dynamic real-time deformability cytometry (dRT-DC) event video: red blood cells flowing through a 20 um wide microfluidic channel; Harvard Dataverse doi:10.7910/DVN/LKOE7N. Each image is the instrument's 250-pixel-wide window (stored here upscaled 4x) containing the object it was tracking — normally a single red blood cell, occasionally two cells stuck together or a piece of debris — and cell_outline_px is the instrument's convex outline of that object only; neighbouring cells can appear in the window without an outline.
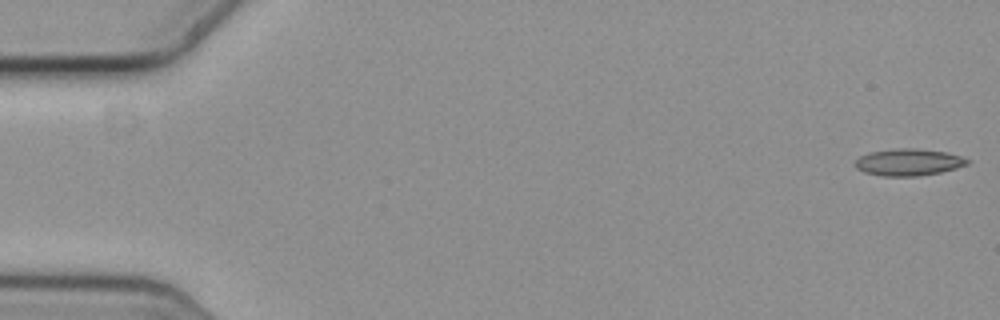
{"species": "common noctule bat (a hibernating species)", "species_latin": "Nyctalus noctula", "temperature_condition": "cold", "stored_images_in_passage": 57, "camera_frame_rate_fps": 3000, "um_per_image_px": 0.085, "animal": {"sex": "female", "body_mass_g": 19.3, "forearm_length_mm": 54.1}, "frame": {"image": 1, "passage_image": 1, "time_ms": 0.0, "image_size_px": [1000, 320], "cell_outline_px": [[972, 160], [968, 164], [956, 168], [940, 172], [916, 176], [884, 176], [864, 172], [856, 168], [856, 160], [860, 156], [868, 152], [892, 148], [916, 148], [948, 152]], "centroid_in_image_um": [77.24, 13.77], "position_along_channel_um": 7.8, "area_um2": 17.69}}
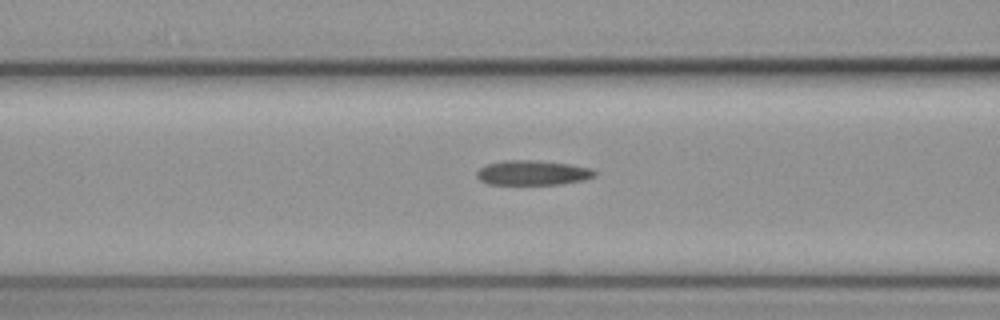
{"frame": {"image": 2, "passage_image": 23, "time_ms": 7.333, "image_size_px": [1000, 320], "cell_outline_px": [[596, 176], [584, 180], [560, 184], [488, 184], [480, 180], [476, 176], [476, 172], [480, 168], [488, 164], [504, 160], [536, 160], [568, 164], [592, 168], [596, 172]], "centroid_in_image_um": [45.28, 14.68], "position_along_channel_um": 121.3, "area_um2": 16.99}}
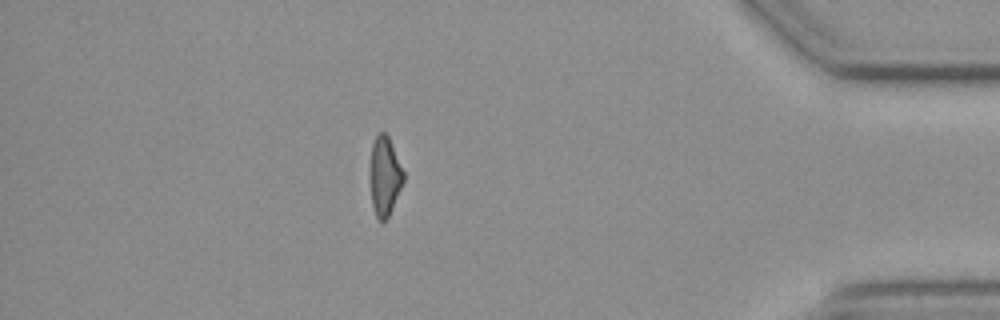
{"frame": {"image": 3, "passage_image": 50, "time_ms": 16.333, "image_size_px": [1000, 320], "cell_outline_px": [[404, 180], [388, 216], [384, 220], [380, 220], [376, 216], [372, 204], [368, 172], [372, 144], [376, 136], [380, 132], [384, 132], [388, 136], [392, 144], [404, 172]], "centroid_in_image_um": [32.66, 14.93], "position_along_channel_um": 402.5, "area_um2": 15.43}}